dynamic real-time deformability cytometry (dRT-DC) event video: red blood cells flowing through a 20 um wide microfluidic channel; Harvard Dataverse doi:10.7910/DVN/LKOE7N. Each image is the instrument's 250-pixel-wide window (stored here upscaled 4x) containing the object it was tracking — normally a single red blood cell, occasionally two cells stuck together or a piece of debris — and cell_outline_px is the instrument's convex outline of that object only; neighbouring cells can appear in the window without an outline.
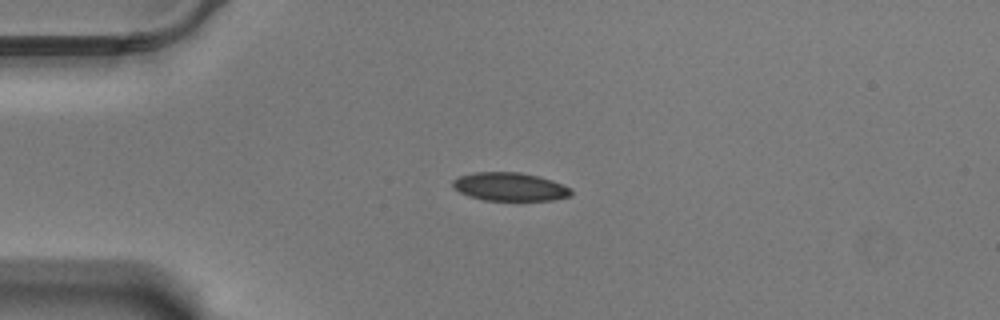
{"species": "Egyptian fruit bat (a non-hibernating species)", "species_latin": "Rousettus aegyptiacus", "temperature_condition": "warm", "stored_images_in_passage": 45, "camera_frame_rate_fps": 3000, "um_per_image_px": 0.085, "animal": {"sex": "male"}, "frame": {"image": 1, "passage_image": 1, "time_ms": 0.0, "image_size_px": [1000, 320], "cell_outline_px": [[572, 192], [568, 196], [552, 200], [484, 200], [468, 196], [452, 188], [452, 180], [460, 176], [472, 172], [520, 172], [540, 176], [552, 180], [572, 188]], "centroid_in_image_um": [43.31, 15.86], "position_along_channel_um": 41.7, "area_um2": 19.65}}
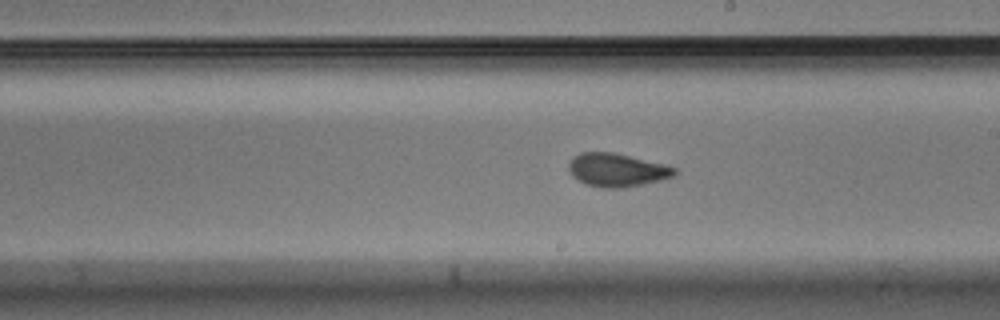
{"frame": {"image": 2, "passage_image": 20, "time_ms": 6.333, "image_size_px": [1000, 320], "cell_outline_px": [[676, 176], [644, 184], [624, 188], [600, 188], [584, 184], [572, 176], [568, 168], [568, 164], [572, 156], [580, 152], [612, 152], [664, 164], [676, 168]], "centroid_in_image_um": [52.41, 14.46], "position_along_channel_um": 236.6, "area_um2": 20.75}}
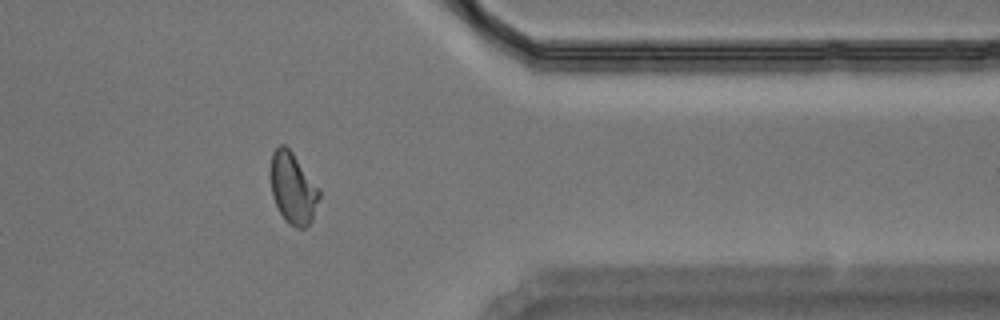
{"frame": {"image": 3, "passage_image": 34, "time_ms": 11.0, "image_size_px": [1000, 320], "cell_outline_px": [[320, 196], [312, 220], [304, 228], [296, 228], [284, 220], [272, 196], [272, 152], [280, 144], [284, 144], [292, 152], [320, 188]], "centroid_in_image_um": [24.93, 16.01], "position_along_channel_um": 386.5, "area_um2": 19.94}, "authors_computed_cell_mechanics": {"area_um2": 20.1722, "velocity_mm_per_s": 3.4922, "shape_relaxation_time_tau1_ms": 7.4089, "shape_relaxation_time_tau2_ms": 1.1797, "deformation_change_tau1": 0.1528, "deformation_change_tau2": 0.0586}}